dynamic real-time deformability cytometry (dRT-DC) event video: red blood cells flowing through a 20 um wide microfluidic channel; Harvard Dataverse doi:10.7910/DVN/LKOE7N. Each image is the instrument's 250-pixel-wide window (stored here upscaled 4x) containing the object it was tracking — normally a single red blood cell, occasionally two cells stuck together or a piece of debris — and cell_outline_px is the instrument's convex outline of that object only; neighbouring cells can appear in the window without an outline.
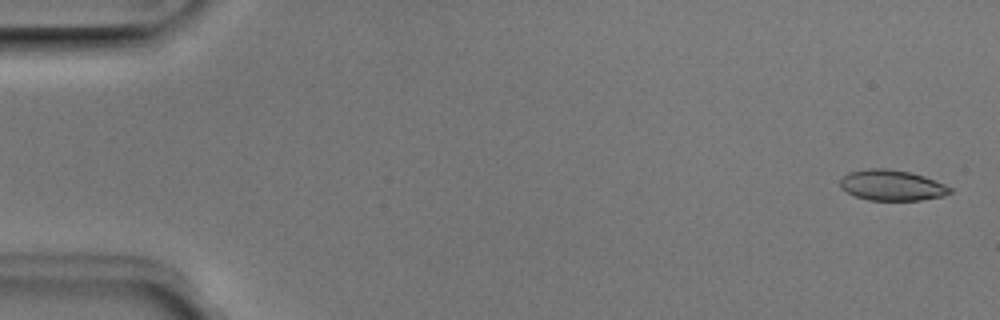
{"species": "Egyptian fruit bat (a non-hibernating species)", "species_latin": "Rousettus aegyptiacus", "temperature_condition": "room temperature", "stored_images_in_passage": 7, "camera_frame_rate_fps": 3000, "um_per_image_px": 0.085, "animal": {"sex": "male"}, "frame": {"image": 1, "passage_image": 1, "time_ms": 0.0, "image_size_px": [1000, 320], "cell_outline_px": [[952, 192], [944, 196], [920, 200], [868, 200], [856, 196], [840, 188], [840, 180], [848, 172], [868, 168], [888, 168], [908, 172], [924, 176], [936, 180], [952, 188]], "centroid_in_image_um": [75.82, 15.74], "position_along_channel_um": 9.2, "area_um2": 19.65}}
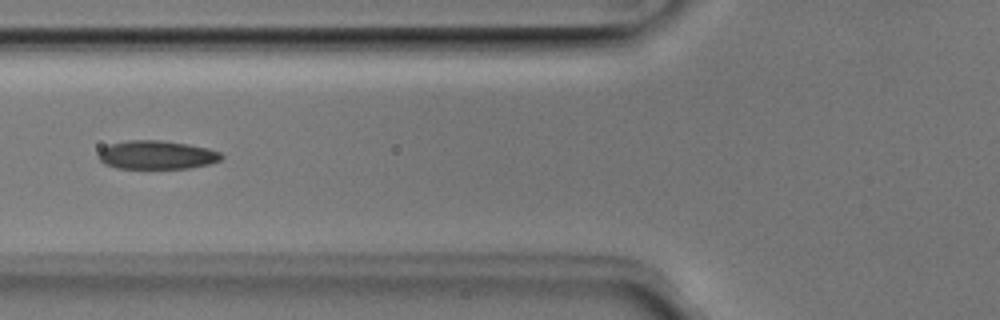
{"frame": {"image": 2, "passage_image": 6, "time_ms": 1.667, "image_size_px": [1000, 320], "cell_outline_px": [[224, 156], [220, 160], [208, 164], [188, 168], [116, 168], [104, 164], [96, 156], [100, 148], [112, 144], [128, 140], [160, 140], [188, 144], [208, 148], [220, 152]], "centroid_in_image_um": [13.29, 13.16], "position_along_channel_um": 112.5, "area_um2": 20.52}}
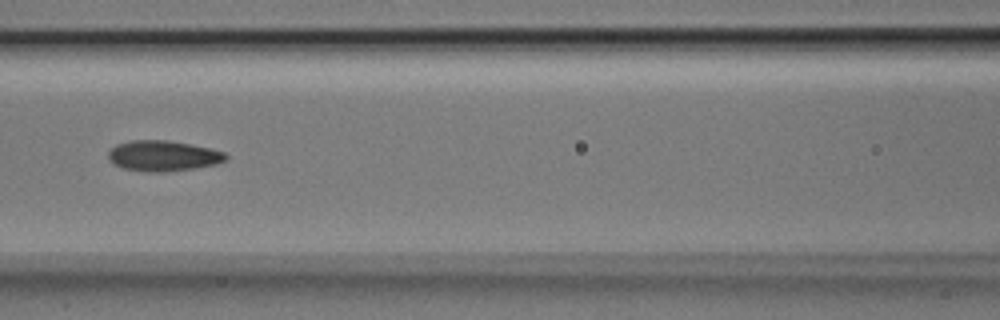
{"frame": {"image": 3, "passage_image": 7, "time_ms": 2.0, "image_size_px": [1000, 320], "cell_outline_px": [[228, 160], [216, 164], [196, 168], [160, 172], [148, 172], [124, 168], [112, 164], [108, 156], [108, 152], [116, 144], [132, 140], [168, 140], [212, 148], [224, 152], [228, 156]], "centroid_in_image_um": [13.88, 13.24], "position_along_channel_um": 152.7, "area_um2": 21.04}}